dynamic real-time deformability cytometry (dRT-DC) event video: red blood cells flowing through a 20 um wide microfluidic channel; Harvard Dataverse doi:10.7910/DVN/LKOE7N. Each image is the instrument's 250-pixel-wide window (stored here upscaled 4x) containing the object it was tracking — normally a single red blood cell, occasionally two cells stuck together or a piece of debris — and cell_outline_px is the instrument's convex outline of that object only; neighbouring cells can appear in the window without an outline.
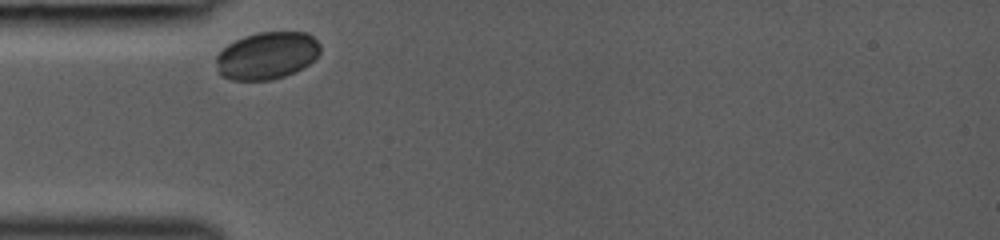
{"species": "common noctule bat (a hibernating species)", "species_latin": "Nyctalus noctula", "temperature_condition": "room temperature", "stored_images_in_passage": 26, "camera_frame_rate_fps": 3000, "um_per_image_px": 0.085, "animal": {"sex": "female", "body_mass_g": 19.0, "forearm_length_mm": 53.3}, "frame": {"image": 1, "passage_image": 1, "time_ms": 0.0, "image_size_px": [1000, 240], "cell_outline_px": [[320, 52], [308, 64], [284, 76], [272, 80], [232, 80], [220, 76], [216, 72], [216, 56], [228, 44], [244, 36], [256, 32], [308, 32], [320, 44]], "centroid_in_image_um": [22.65, 4.72], "position_along_channel_um": 62.4, "area_um2": 28.73}}
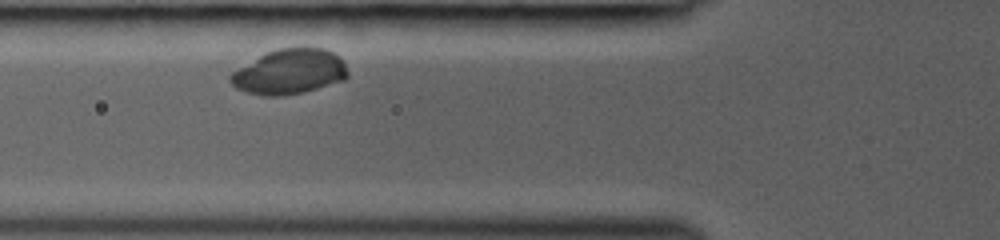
{"frame": {"image": 2, "passage_image": 4, "time_ms": 1.0, "image_size_px": [1000, 240], "cell_outline_px": [[348, 76], [344, 80], [304, 92], [284, 96], [264, 96], [248, 92], [236, 88], [228, 80], [228, 76], [232, 72], [264, 52], [276, 48], [324, 48], [340, 56], [348, 72]], "centroid_in_image_um": [24.58, 6.1], "position_along_channel_um": 101.2, "area_um2": 30.92}}
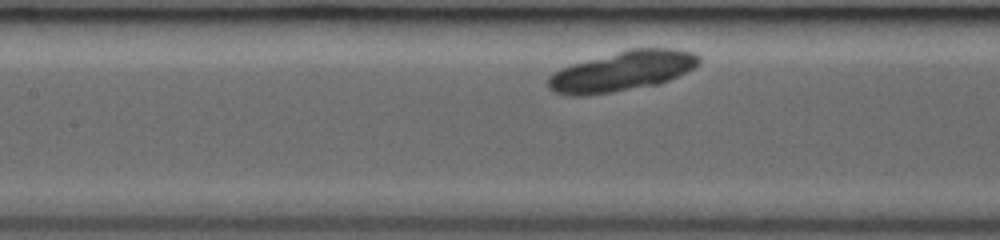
{"frame": {"image": 3, "passage_image": 8, "time_ms": 2.333, "image_size_px": [1000, 240], "cell_outline_px": [[700, 64], [660, 84], [588, 96], [572, 96], [556, 92], [548, 88], [548, 76], [560, 68], [572, 64], [628, 48], [676, 48], [692, 52], [700, 56]], "centroid_in_image_um": [52.88, 6.04], "position_along_channel_um": 154.5, "area_um2": 35.2}}